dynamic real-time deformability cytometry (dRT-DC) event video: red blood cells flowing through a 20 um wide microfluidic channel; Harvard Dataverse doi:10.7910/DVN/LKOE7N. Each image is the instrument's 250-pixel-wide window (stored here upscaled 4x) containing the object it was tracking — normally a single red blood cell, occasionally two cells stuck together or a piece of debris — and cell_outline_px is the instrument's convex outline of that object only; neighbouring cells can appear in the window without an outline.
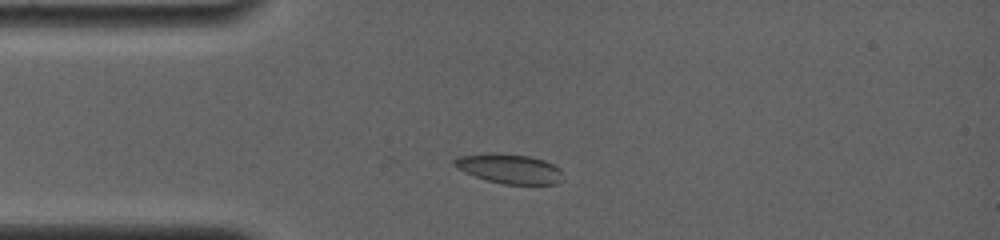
{"species": "common noctule bat (a hibernating species)", "species_latin": "Nyctalus noctula", "temperature_condition": "room temperature", "stored_images_in_passage": 21, "camera_frame_rate_fps": 4000, "um_per_image_px": 0.085, "animal": {"sex": "female", "body_mass_g": 19.0, "forearm_length_mm": 56.7}, "frame": {"image": 1, "passage_image": 2, "time_ms": 0.25, "image_size_px": [1000, 240], "cell_outline_px": [[564, 180], [556, 184], [504, 184], [488, 180], [476, 176], [456, 168], [452, 164], [452, 160], [456, 156], [492, 152], [528, 156], [544, 160], [560, 168]], "centroid_in_image_um": [43.28, 14.33], "position_along_channel_um": 41.7, "area_um2": 18.84}}
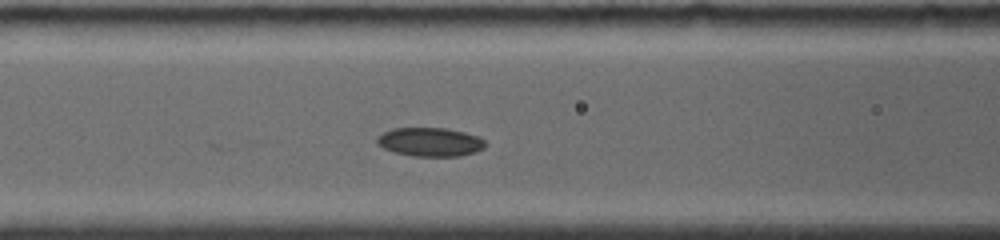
{"frame": {"image": 2, "passage_image": 13, "time_ms": 3.0, "image_size_px": [1000, 240], "cell_outline_px": [[484, 148], [476, 152], [460, 156], [412, 156], [396, 152], [384, 148], [376, 144], [376, 140], [384, 132], [392, 128], [444, 128], [464, 132], [480, 136], [484, 140]], "centroid_in_image_um": [36.58, 12.07], "position_along_channel_um": 130.0, "area_um2": 18.09}}
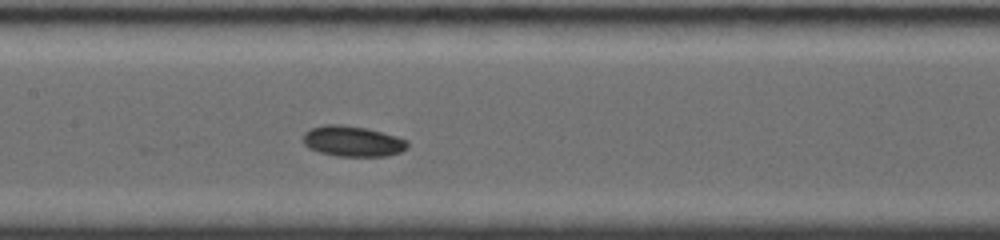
{"frame": {"image": 3, "passage_image": 18, "time_ms": 4.25, "image_size_px": [1000, 240], "cell_outline_px": [[408, 148], [400, 152], [388, 156], [336, 156], [320, 152], [308, 148], [300, 140], [304, 132], [312, 128], [324, 124], [340, 124], [364, 128], [396, 136], [408, 140]], "centroid_in_image_um": [29.94, 12.01], "position_along_channel_um": 177.5, "area_um2": 18.73}}